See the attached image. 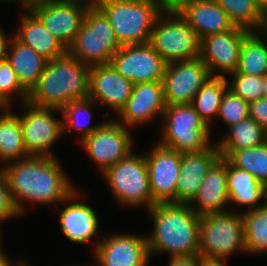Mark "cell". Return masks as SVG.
<instances>
[{
	"instance_id": "1",
	"label": "cell",
	"mask_w": 267,
	"mask_h": 266,
	"mask_svg": "<svg viewBox=\"0 0 267 266\" xmlns=\"http://www.w3.org/2000/svg\"><path fill=\"white\" fill-rule=\"evenodd\" d=\"M59 161L55 156H30L1 167L20 215L25 211L23 201L34 204L61 203L75 191L76 187L64 174Z\"/></svg>"
},
{
	"instance_id": "2",
	"label": "cell",
	"mask_w": 267,
	"mask_h": 266,
	"mask_svg": "<svg viewBox=\"0 0 267 266\" xmlns=\"http://www.w3.org/2000/svg\"><path fill=\"white\" fill-rule=\"evenodd\" d=\"M154 228L147 237L150 255L199 256L200 218L189 204L156 203L148 209Z\"/></svg>"
},
{
	"instance_id": "3",
	"label": "cell",
	"mask_w": 267,
	"mask_h": 266,
	"mask_svg": "<svg viewBox=\"0 0 267 266\" xmlns=\"http://www.w3.org/2000/svg\"><path fill=\"white\" fill-rule=\"evenodd\" d=\"M90 67L66 52L46 63L27 102L37 107L61 109L71 101L89 96Z\"/></svg>"
},
{
	"instance_id": "4",
	"label": "cell",
	"mask_w": 267,
	"mask_h": 266,
	"mask_svg": "<svg viewBox=\"0 0 267 266\" xmlns=\"http://www.w3.org/2000/svg\"><path fill=\"white\" fill-rule=\"evenodd\" d=\"M121 45L147 44L157 16L153 0H96Z\"/></svg>"
},
{
	"instance_id": "5",
	"label": "cell",
	"mask_w": 267,
	"mask_h": 266,
	"mask_svg": "<svg viewBox=\"0 0 267 266\" xmlns=\"http://www.w3.org/2000/svg\"><path fill=\"white\" fill-rule=\"evenodd\" d=\"M121 47L108 17L95 3H91L67 52L92 67L110 63L113 54Z\"/></svg>"
},
{
	"instance_id": "6",
	"label": "cell",
	"mask_w": 267,
	"mask_h": 266,
	"mask_svg": "<svg viewBox=\"0 0 267 266\" xmlns=\"http://www.w3.org/2000/svg\"><path fill=\"white\" fill-rule=\"evenodd\" d=\"M161 146L181 154L200 152L210 146L211 129L191 104L166 105Z\"/></svg>"
},
{
	"instance_id": "7",
	"label": "cell",
	"mask_w": 267,
	"mask_h": 266,
	"mask_svg": "<svg viewBox=\"0 0 267 266\" xmlns=\"http://www.w3.org/2000/svg\"><path fill=\"white\" fill-rule=\"evenodd\" d=\"M226 211L200 218L199 256L226 260L235 251L246 253L242 214Z\"/></svg>"
},
{
	"instance_id": "8",
	"label": "cell",
	"mask_w": 267,
	"mask_h": 266,
	"mask_svg": "<svg viewBox=\"0 0 267 266\" xmlns=\"http://www.w3.org/2000/svg\"><path fill=\"white\" fill-rule=\"evenodd\" d=\"M103 176L119 204L145 205L149 209L156 204L151 195L145 154L131 152L109 167Z\"/></svg>"
},
{
	"instance_id": "9",
	"label": "cell",
	"mask_w": 267,
	"mask_h": 266,
	"mask_svg": "<svg viewBox=\"0 0 267 266\" xmlns=\"http://www.w3.org/2000/svg\"><path fill=\"white\" fill-rule=\"evenodd\" d=\"M149 44L167 63L200 55V39L180 13L161 12L155 20Z\"/></svg>"
},
{
	"instance_id": "10",
	"label": "cell",
	"mask_w": 267,
	"mask_h": 266,
	"mask_svg": "<svg viewBox=\"0 0 267 266\" xmlns=\"http://www.w3.org/2000/svg\"><path fill=\"white\" fill-rule=\"evenodd\" d=\"M24 111L18 115L23 143L27 154L35 157H54L50 148L63 134L62 120L55 118L58 108L37 107L22 102Z\"/></svg>"
},
{
	"instance_id": "11",
	"label": "cell",
	"mask_w": 267,
	"mask_h": 266,
	"mask_svg": "<svg viewBox=\"0 0 267 266\" xmlns=\"http://www.w3.org/2000/svg\"><path fill=\"white\" fill-rule=\"evenodd\" d=\"M89 0H46L29 9L66 48L74 41L84 21Z\"/></svg>"
},
{
	"instance_id": "12",
	"label": "cell",
	"mask_w": 267,
	"mask_h": 266,
	"mask_svg": "<svg viewBox=\"0 0 267 266\" xmlns=\"http://www.w3.org/2000/svg\"><path fill=\"white\" fill-rule=\"evenodd\" d=\"M128 129L114 119L108 120L81 140L86 154L100 167L102 174L133 151V136Z\"/></svg>"
},
{
	"instance_id": "13",
	"label": "cell",
	"mask_w": 267,
	"mask_h": 266,
	"mask_svg": "<svg viewBox=\"0 0 267 266\" xmlns=\"http://www.w3.org/2000/svg\"><path fill=\"white\" fill-rule=\"evenodd\" d=\"M210 77L207 65L199 57L167 63L162 79L166 105L191 104Z\"/></svg>"
},
{
	"instance_id": "14",
	"label": "cell",
	"mask_w": 267,
	"mask_h": 266,
	"mask_svg": "<svg viewBox=\"0 0 267 266\" xmlns=\"http://www.w3.org/2000/svg\"><path fill=\"white\" fill-rule=\"evenodd\" d=\"M111 65L134 85L162 81L167 62L147 44L122 45L112 56Z\"/></svg>"
},
{
	"instance_id": "15",
	"label": "cell",
	"mask_w": 267,
	"mask_h": 266,
	"mask_svg": "<svg viewBox=\"0 0 267 266\" xmlns=\"http://www.w3.org/2000/svg\"><path fill=\"white\" fill-rule=\"evenodd\" d=\"M250 32L234 26L230 30L200 39L199 58L207 65L211 76L226 77L237 71L243 39Z\"/></svg>"
},
{
	"instance_id": "16",
	"label": "cell",
	"mask_w": 267,
	"mask_h": 266,
	"mask_svg": "<svg viewBox=\"0 0 267 266\" xmlns=\"http://www.w3.org/2000/svg\"><path fill=\"white\" fill-rule=\"evenodd\" d=\"M100 238L93 250L95 266H148L151 255L147 236L114 233Z\"/></svg>"
},
{
	"instance_id": "17",
	"label": "cell",
	"mask_w": 267,
	"mask_h": 266,
	"mask_svg": "<svg viewBox=\"0 0 267 266\" xmlns=\"http://www.w3.org/2000/svg\"><path fill=\"white\" fill-rule=\"evenodd\" d=\"M145 157L153 200L156 203H176L181 153L157 144Z\"/></svg>"
},
{
	"instance_id": "18",
	"label": "cell",
	"mask_w": 267,
	"mask_h": 266,
	"mask_svg": "<svg viewBox=\"0 0 267 266\" xmlns=\"http://www.w3.org/2000/svg\"><path fill=\"white\" fill-rule=\"evenodd\" d=\"M134 84L120 75L111 63L90 67L89 98L117 112L125 106Z\"/></svg>"
},
{
	"instance_id": "19",
	"label": "cell",
	"mask_w": 267,
	"mask_h": 266,
	"mask_svg": "<svg viewBox=\"0 0 267 266\" xmlns=\"http://www.w3.org/2000/svg\"><path fill=\"white\" fill-rule=\"evenodd\" d=\"M166 107L162 81L135 84L131 96L118 113L125 127L146 124L156 116H162Z\"/></svg>"
},
{
	"instance_id": "20",
	"label": "cell",
	"mask_w": 267,
	"mask_h": 266,
	"mask_svg": "<svg viewBox=\"0 0 267 266\" xmlns=\"http://www.w3.org/2000/svg\"><path fill=\"white\" fill-rule=\"evenodd\" d=\"M219 158L216 144L200 152L181 154L176 203L189 204L193 200L208 170Z\"/></svg>"
},
{
	"instance_id": "21",
	"label": "cell",
	"mask_w": 267,
	"mask_h": 266,
	"mask_svg": "<svg viewBox=\"0 0 267 266\" xmlns=\"http://www.w3.org/2000/svg\"><path fill=\"white\" fill-rule=\"evenodd\" d=\"M79 194L81 193L75 189L63 201L66 204L68 202V206L59 212V224L61 232L68 240L73 243L84 244L98 234L99 219L91 206L78 201Z\"/></svg>"
},
{
	"instance_id": "22",
	"label": "cell",
	"mask_w": 267,
	"mask_h": 266,
	"mask_svg": "<svg viewBox=\"0 0 267 266\" xmlns=\"http://www.w3.org/2000/svg\"><path fill=\"white\" fill-rule=\"evenodd\" d=\"M194 204H196V208L192 207ZM226 204L229 205L227 159L220 157L208 170L197 194L189 205L196 214L203 216L226 212L227 210L224 209Z\"/></svg>"
},
{
	"instance_id": "23",
	"label": "cell",
	"mask_w": 267,
	"mask_h": 266,
	"mask_svg": "<svg viewBox=\"0 0 267 266\" xmlns=\"http://www.w3.org/2000/svg\"><path fill=\"white\" fill-rule=\"evenodd\" d=\"M179 13L199 39L234 27L225 10L215 0H192Z\"/></svg>"
},
{
	"instance_id": "24",
	"label": "cell",
	"mask_w": 267,
	"mask_h": 266,
	"mask_svg": "<svg viewBox=\"0 0 267 266\" xmlns=\"http://www.w3.org/2000/svg\"><path fill=\"white\" fill-rule=\"evenodd\" d=\"M25 11L26 14L23 12L21 25L14 37L48 61L63 56L67 48L45 28L30 9H25Z\"/></svg>"
},
{
	"instance_id": "25",
	"label": "cell",
	"mask_w": 267,
	"mask_h": 266,
	"mask_svg": "<svg viewBox=\"0 0 267 266\" xmlns=\"http://www.w3.org/2000/svg\"><path fill=\"white\" fill-rule=\"evenodd\" d=\"M6 59L28 93L38 82L48 62L42 55L18 41L14 36L10 37Z\"/></svg>"
},
{
	"instance_id": "26",
	"label": "cell",
	"mask_w": 267,
	"mask_h": 266,
	"mask_svg": "<svg viewBox=\"0 0 267 266\" xmlns=\"http://www.w3.org/2000/svg\"><path fill=\"white\" fill-rule=\"evenodd\" d=\"M227 186L229 204L234 202L240 206H248L249 211L266 204V186L247 171L233 166L228 160Z\"/></svg>"
},
{
	"instance_id": "27",
	"label": "cell",
	"mask_w": 267,
	"mask_h": 266,
	"mask_svg": "<svg viewBox=\"0 0 267 266\" xmlns=\"http://www.w3.org/2000/svg\"><path fill=\"white\" fill-rule=\"evenodd\" d=\"M229 132L217 142L220 157L226 158L235 150L263 144L267 141V131L248 117L228 127Z\"/></svg>"
},
{
	"instance_id": "28",
	"label": "cell",
	"mask_w": 267,
	"mask_h": 266,
	"mask_svg": "<svg viewBox=\"0 0 267 266\" xmlns=\"http://www.w3.org/2000/svg\"><path fill=\"white\" fill-rule=\"evenodd\" d=\"M0 114V161L8 164L30 157L23 143L19 117L8 109Z\"/></svg>"
},
{
	"instance_id": "29",
	"label": "cell",
	"mask_w": 267,
	"mask_h": 266,
	"mask_svg": "<svg viewBox=\"0 0 267 266\" xmlns=\"http://www.w3.org/2000/svg\"><path fill=\"white\" fill-rule=\"evenodd\" d=\"M264 38H267V30L251 31L243 39L238 73L257 76L267 74V43H265L267 39Z\"/></svg>"
},
{
	"instance_id": "30",
	"label": "cell",
	"mask_w": 267,
	"mask_h": 266,
	"mask_svg": "<svg viewBox=\"0 0 267 266\" xmlns=\"http://www.w3.org/2000/svg\"><path fill=\"white\" fill-rule=\"evenodd\" d=\"M227 89L226 77L211 76L194 96L191 105L210 128V120L214 116L218 117L219 106Z\"/></svg>"
},
{
	"instance_id": "31",
	"label": "cell",
	"mask_w": 267,
	"mask_h": 266,
	"mask_svg": "<svg viewBox=\"0 0 267 266\" xmlns=\"http://www.w3.org/2000/svg\"><path fill=\"white\" fill-rule=\"evenodd\" d=\"M227 13L234 26L249 31L267 30V17L253 0H215Z\"/></svg>"
},
{
	"instance_id": "32",
	"label": "cell",
	"mask_w": 267,
	"mask_h": 266,
	"mask_svg": "<svg viewBox=\"0 0 267 266\" xmlns=\"http://www.w3.org/2000/svg\"><path fill=\"white\" fill-rule=\"evenodd\" d=\"M241 214L246 253L267 254V204L254 210H245Z\"/></svg>"
},
{
	"instance_id": "33",
	"label": "cell",
	"mask_w": 267,
	"mask_h": 266,
	"mask_svg": "<svg viewBox=\"0 0 267 266\" xmlns=\"http://www.w3.org/2000/svg\"><path fill=\"white\" fill-rule=\"evenodd\" d=\"M226 159L239 169L253 175L267 186V141L263 144L231 152Z\"/></svg>"
},
{
	"instance_id": "34",
	"label": "cell",
	"mask_w": 267,
	"mask_h": 266,
	"mask_svg": "<svg viewBox=\"0 0 267 266\" xmlns=\"http://www.w3.org/2000/svg\"><path fill=\"white\" fill-rule=\"evenodd\" d=\"M97 104L95 101H93L91 98H85L83 100H75L69 102L67 105L62 107L60 109L61 115H63L62 119L64 122L63 124V133H65V130L68 129H75L76 131H80L82 134L80 136V141L86 138L88 135H91L95 130H97L103 123L89 126L88 123L91 119V107L92 105ZM90 108V109H89ZM86 113L84 117V114ZM82 117L87 118L88 123L84 122ZM82 119V120H81Z\"/></svg>"
},
{
	"instance_id": "35",
	"label": "cell",
	"mask_w": 267,
	"mask_h": 266,
	"mask_svg": "<svg viewBox=\"0 0 267 266\" xmlns=\"http://www.w3.org/2000/svg\"><path fill=\"white\" fill-rule=\"evenodd\" d=\"M232 79L228 82V89L243 101L251 103L264 98L263 76L248 75L237 71L229 74Z\"/></svg>"
},
{
	"instance_id": "36",
	"label": "cell",
	"mask_w": 267,
	"mask_h": 266,
	"mask_svg": "<svg viewBox=\"0 0 267 266\" xmlns=\"http://www.w3.org/2000/svg\"><path fill=\"white\" fill-rule=\"evenodd\" d=\"M27 102L28 92L20 84L15 71L7 59L0 61V108H9L12 95Z\"/></svg>"
},
{
	"instance_id": "37",
	"label": "cell",
	"mask_w": 267,
	"mask_h": 266,
	"mask_svg": "<svg viewBox=\"0 0 267 266\" xmlns=\"http://www.w3.org/2000/svg\"><path fill=\"white\" fill-rule=\"evenodd\" d=\"M218 116L229 127L249 117V103L227 89L223 94Z\"/></svg>"
},
{
	"instance_id": "38",
	"label": "cell",
	"mask_w": 267,
	"mask_h": 266,
	"mask_svg": "<svg viewBox=\"0 0 267 266\" xmlns=\"http://www.w3.org/2000/svg\"><path fill=\"white\" fill-rule=\"evenodd\" d=\"M20 213L15 207L11 197V191L8 185L7 178L0 169V221L11 219L14 216H19Z\"/></svg>"
},
{
	"instance_id": "39",
	"label": "cell",
	"mask_w": 267,
	"mask_h": 266,
	"mask_svg": "<svg viewBox=\"0 0 267 266\" xmlns=\"http://www.w3.org/2000/svg\"><path fill=\"white\" fill-rule=\"evenodd\" d=\"M249 117L267 131V98L249 103Z\"/></svg>"
},
{
	"instance_id": "40",
	"label": "cell",
	"mask_w": 267,
	"mask_h": 266,
	"mask_svg": "<svg viewBox=\"0 0 267 266\" xmlns=\"http://www.w3.org/2000/svg\"><path fill=\"white\" fill-rule=\"evenodd\" d=\"M192 0H153L160 12L179 13Z\"/></svg>"
},
{
	"instance_id": "41",
	"label": "cell",
	"mask_w": 267,
	"mask_h": 266,
	"mask_svg": "<svg viewBox=\"0 0 267 266\" xmlns=\"http://www.w3.org/2000/svg\"><path fill=\"white\" fill-rule=\"evenodd\" d=\"M168 266H198V256L171 257Z\"/></svg>"
},
{
	"instance_id": "42",
	"label": "cell",
	"mask_w": 267,
	"mask_h": 266,
	"mask_svg": "<svg viewBox=\"0 0 267 266\" xmlns=\"http://www.w3.org/2000/svg\"><path fill=\"white\" fill-rule=\"evenodd\" d=\"M225 260L198 256V266H226Z\"/></svg>"
},
{
	"instance_id": "43",
	"label": "cell",
	"mask_w": 267,
	"mask_h": 266,
	"mask_svg": "<svg viewBox=\"0 0 267 266\" xmlns=\"http://www.w3.org/2000/svg\"><path fill=\"white\" fill-rule=\"evenodd\" d=\"M3 32V29L0 27V61L6 59L7 48L10 41L6 38V34Z\"/></svg>"
},
{
	"instance_id": "44",
	"label": "cell",
	"mask_w": 267,
	"mask_h": 266,
	"mask_svg": "<svg viewBox=\"0 0 267 266\" xmlns=\"http://www.w3.org/2000/svg\"><path fill=\"white\" fill-rule=\"evenodd\" d=\"M1 249L0 250V266H25L26 263H22V261L18 263L11 262L10 258H8L7 254Z\"/></svg>"
},
{
	"instance_id": "45",
	"label": "cell",
	"mask_w": 267,
	"mask_h": 266,
	"mask_svg": "<svg viewBox=\"0 0 267 266\" xmlns=\"http://www.w3.org/2000/svg\"><path fill=\"white\" fill-rule=\"evenodd\" d=\"M255 5L267 17V0H253Z\"/></svg>"
},
{
	"instance_id": "46",
	"label": "cell",
	"mask_w": 267,
	"mask_h": 266,
	"mask_svg": "<svg viewBox=\"0 0 267 266\" xmlns=\"http://www.w3.org/2000/svg\"><path fill=\"white\" fill-rule=\"evenodd\" d=\"M46 0H21V5L24 9H29L32 5L44 2Z\"/></svg>"
},
{
	"instance_id": "47",
	"label": "cell",
	"mask_w": 267,
	"mask_h": 266,
	"mask_svg": "<svg viewBox=\"0 0 267 266\" xmlns=\"http://www.w3.org/2000/svg\"><path fill=\"white\" fill-rule=\"evenodd\" d=\"M264 98H267V74L263 76Z\"/></svg>"
},
{
	"instance_id": "48",
	"label": "cell",
	"mask_w": 267,
	"mask_h": 266,
	"mask_svg": "<svg viewBox=\"0 0 267 266\" xmlns=\"http://www.w3.org/2000/svg\"><path fill=\"white\" fill-rule=\"evenodd\" d=\"M0 1H2V2L4 1L5 3L9 1V3H10L11 0H0ZM12 1H13V2L16 1V2L21 3V0H18V1H17V0H12Z\"/></svg>"
},
{
	"instance_id": "49",
	"label": "cell",
	"mask_w": 267,
	"mask_h": 266,
	"mask_svg": "<svg viewBox=\"0 0 267 266\" xmlns=\"http://www.w3.org/2000/svg\"><path fill=\"white\" fill-rule=\"evenodd\" d=\"M266 204H267V186H266Z\"/></svg>"
},
{
	"instance_id": "50",
	"label": "cell",
	"mask_w": 267,
	"mask_h": 266,
	"mask_svg": "<svg viewBox=\"0 0 267 266\" xmlns=\"http://www.w3.org/2000/svg\"><path fill=\"white\" fill-rule=\"evenodd\" d=\"M0 223H1V221H0ZM0 228H1V227H0ZM1 235H2V234H1V230H0V237H1ZM0 239H1V238H0ZM0 242H1V240H0ZM0 250H1V247H0Z\"/></svg>"
}]
</instances>
